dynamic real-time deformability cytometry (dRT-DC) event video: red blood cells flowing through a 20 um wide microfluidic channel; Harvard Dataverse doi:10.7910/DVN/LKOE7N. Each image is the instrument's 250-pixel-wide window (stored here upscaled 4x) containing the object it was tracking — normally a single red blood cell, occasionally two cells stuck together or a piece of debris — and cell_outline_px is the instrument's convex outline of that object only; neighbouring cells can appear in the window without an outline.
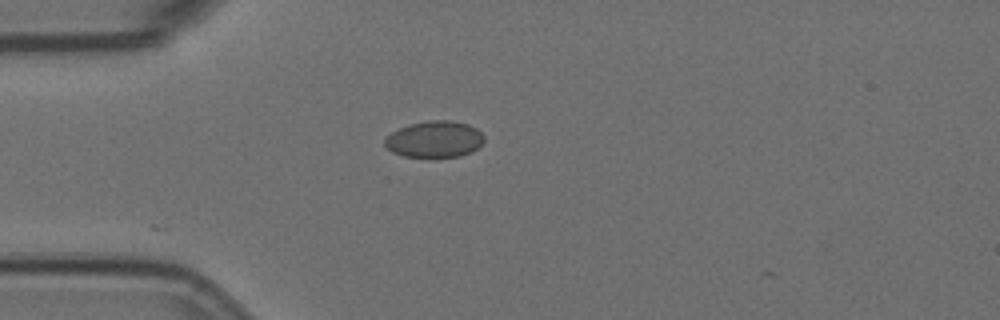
{"species": "Egyptian fruit bat (a non-hibernating species)", "species_latin": "Rousettus aegyptiacus", "temperature_condition": "room temperature", "stored_images_in_passage": 4, "camera_frame_rate_fps": 3000, "um_per_image_px": 0.085, "animal": {"sex": "female"}, "frame": {"image": 1, "passage_image": 1, "time_ms": 0.0, "image_size_px": [1000, 320], "cell_outline_px": [[484, 140], [476, 148], [460, 156], [432, 160], [404, 156], [392, 152], [384, 144], [384, 140], [392, 132], [408, 124], [428, 120], [448, 120], [468, 124], [476, 128], [484, 136]], "centroid_in_image_um": [36.91, 11.87], "position_along_channel_um": 48.1, "area_um2": 21.56}}